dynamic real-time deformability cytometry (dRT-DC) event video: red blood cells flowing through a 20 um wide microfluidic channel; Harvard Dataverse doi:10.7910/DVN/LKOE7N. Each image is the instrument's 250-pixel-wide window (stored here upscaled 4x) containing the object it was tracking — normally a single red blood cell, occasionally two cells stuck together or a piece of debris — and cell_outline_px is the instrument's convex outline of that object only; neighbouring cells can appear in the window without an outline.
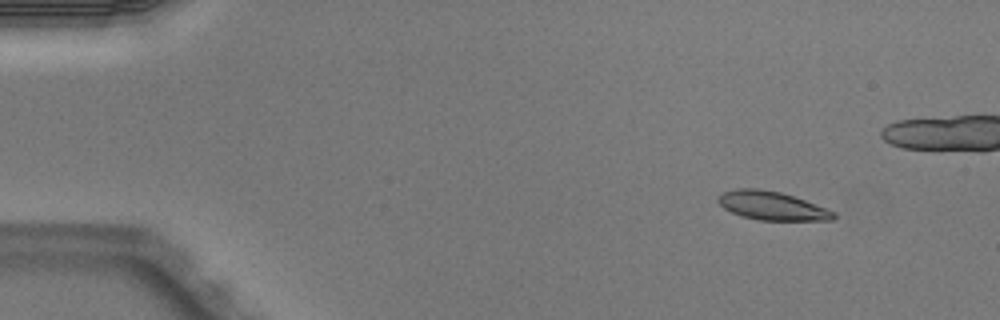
{"species": "Egyptian fruit bat (a non-hibernating species)", "species_latin": "Rousettus aegyptiacus", "temperature_condition": "warm", "stored_images_in_passage": 5, "camera_frame_rate_fps": 3000, "um_per_image_px": 0.085, "animal": {"sex": "male"}, "frame": {"image": 1, "passage_image": 2, "time_ms": 0.333, "image_size_px": [1000, 320], "cell_outline_px": [[836, 220], [760, 220], [744, 216], [732, 212], [724, 208], [716, 200], [716, 196], [724, 192], [736, 188], [756, 188], [780, 192], [804, 200], [836, 212]], "centroid_in_image_um": [65.6, 17.48], "position_along_channel_um": 19.4, "area_um2": 19.07}}